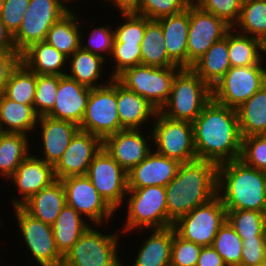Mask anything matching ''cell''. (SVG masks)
Segmentation results:
<instances>
[{"mask_svg": "<svg viewBox=\"0 0 266 266\" xmlns=\"http://www.w3.org/2000/svg\"><path fill=\"white\" fill-rule=\"evenodd\" d=\"M231 68L228 57V32L214 43L191 67L212 89Z\"/></svg>", "mask_w": 266, "mask_h": 266, "instance_id": "f1b7e54d", "label": "cell"}, {"mask_svg": "<svg viewBox=\"0 0 266 266\" xmlns=\"http://www.w3.org/2000/svg\"><path fill=\"white\" fill-rule=\"evenodd\" d=\"M141 64L157 67L178 66L166 51L161 24L157 20H150L146 24L141 43Z\"/></svg>", "mask_w": 266, "mask_h": 266, "instance_id": "d590c367", "label": "cell"}, {"mask_svg": "<svg viewBox=\"0 0 266 266\" xmlns=\"http://www.w3.org/2000/svg\"><path fill=\"white\" fill-rule=\"evenodd\" d=\"M242 242L236 231L226 222L217 232L212 247L222 257L226 266H240Z\"/></svg>", "mask_w": 266, "mask_h": 266, "instance_id": "ab89813d", "label": "cell"}, {"mask_svg": "<svg viewBox=\"0 0 266 266\" xmlns=\"http://www.w3.org/2000/svg\"><path fill=\"white\" fill-rule=\"evenodd\" d=\"M107 1L112 2L113 7H117L120 12H135L141 2V0H105Z\"/></svg>", "mask_w": 266, "mask_h": 266, "instance_id": "11a10c76", "label": "cell"}, {"mask_svg": "<svg viewBox=\"0 0 266 266\" xmlns=\"http://www.w3.org/2000/svg\"><path fill=\"white\" fill-rule=\"evenodd\" d=\"M236 112L242 137L266 135V83Z\"/></svg>", "mask_w": 266, "mask_h": 266, "instance_id": "d6a6232c", "label": "cell"}, {"mask_svg": "<svg viewBox=\"0 0 266 266\" xmlns=\"http://www.w3.org/2000/svg\"><path fill=\"white\" fill-rule=\"evenodd\" d=\"M192 124L198 159L217 165L240 159L242 135L235 109L212 98Z\"/></svg>", "mask_w": 266, "mask_h": 266, "instance_id": "6da1fadb", "label": "cell"}, {"mask_svg": "<svg viewBox=\"0 0 266 266\" xmlns=\"http://www.w3.org/2000/svg\"><path fill=\"white\" fill-rule=\"evenodd\" d=\"M211 99L212 89L191 68H181L159 112L172 120L193 123Z\"/></svg>", "mask_w": 266, "mask_h": 266, "instance_id": "277c9868", "label": "cell"}, {"mask_svg": "<svg viewBox=\"0 0 266 266\" xmlns=\"http://www.w3.org/2000/svg\"><path fill=\"white\" fill-rule=\"evenodd\" d=\"M125 198H128V201L124 202L127 203L128 209L121 231L123 234L137 229L146 232L173 226L174 222L168 217L165 187L128 188Z\"/></svg>", "mask_w": 266, "mask_h": 266, "instance_id": "5b68a950", "label": "cell"}, {"mask_svg": "<svg viewBox=\"0 0 266 266\" xmlns=\"http://www.w3.org/2000/svg\"><path fill=\"white\" fill-rule=\"evenodd\" d=\"M202 10L233 27L239 20L243 0H193Z\"/></svg>", "mask_w": 266, "mask_h": 266, "instance_id": "bcb514c9", "label": "cell"}, {"mask_svg": "<svg viewBox=\"0 0 266 266\" xmlns=\"http://www.w3.org/2000/svg\"><path fill=\"white\" fill-rule=\"evenodd\" d=\"M141 44H125L114 42L110 58L114 62V69L109 75L116 78L125 69L141 64Z\"/></svg>", "mask_w": 266, "mask_h": 266, "instance_id": "7dc6e473", "label": "cell"}, {"mask_svg": "<svg viewBox=\"0 0 266 266\" xmlns=\"http://www.w3.org/2000/svg\"><path fill=\"white\" fill-rule=\"evenodd\" d=\"M233 28L266 43V0H244L238 22ZM240 30V31H238Z\"/></svg>", "mask_w": 266, "mask_h": 266, "instance_id": "8d00e7d4", "label": "cell"}, {"mask_svg": "<svg viewBox=\"0 0 266 266\" xmlns=\"http://www.w3.org/2000/svg\"><path fill=\"white\" fill-rule=\"evenodd\" d=\"M264 55L266 56V43L264 44Z\"/></svg>", "mask_w": 266, "mask_h": 266, "instance_id": "91938a15", "label": "cell"}, {"mask_svg": "<svg viewBox=\"0 0 266 266\" xmlns=\"http://www.w3.org/2000/svg\"><path fill=\"white\" fill-rule=\"evenodd\" d=\"M29 2L30 0H4V6L0 19L12 36L21 26L24 14L29 6Z\"/></svg>", "mask_w": 266, "mask_h": 266, "instance_id": "681fc988", "label": "cell"}, {"mask_svg": "<svg viewBox=\"0 0 266 266\" xmlns=\"http://www.w3.org/2000/svg\"><path fill=\"white\" fill-rule=\"evenodd\" d=\"M231 28L223 19L192 2L189 5L187 68H191L214 43L222 40Z\"/></svg>", "mask_w": 266, "mask_h": 266, "instance_id": "2e32d148", "label": "cell"}, {"mask_svg": "<svg viewBox=\"0 0 266 266\" xmlns=\"http://www.w3.org/2000/svg\"><path fill=\"white\" fill-rule=\"evenodd\" d=\"M101 148L102 140L99 137L79 129L53 166L56 180L87 175L90 163Z\"/></svg>", "mask_w": 266, "mask_h": 266, "instance_id": "e0dca14e", "label": "cell"}, {"mask_svg": "<svg viewBox=\"0 0 266 266\" xmlns=\"http://www.w3.org/2000/svg\"><path fill=\"white\" fill-rule=\"evenodd\" d=\"M73 207L65 204L52 224L54 240L59 252L64 256L78 241L91 224Z\"/></svg>", "mask_w": 266, "mask_h": 266, "instance_id": "4dcf8cb0", "label": "cell"}, {"mask_svg": "<svg viewBox=\"0 0 266 266\" xmlns=\"http://www.w3.org/2000/svg\"><path fill=\"white\" fill-rule=\"evenodd\" d=\"M266 213L252 210H227V223L245 239H264Z\"/></svg>", "mask_w": 266, "mask_h": 266, "instance_id": "f35d334b", "label": "cell"}, {"mask_svg": "<svg viewBox=\"0 0 266 266\" xmlns=\"http://www.w3.org/2000/svg\"><path fill=\"white\" fill-rule=\"evenodd\" d=\"M9 179L20 194V198H12V207H20L35 193L56 181L53 165L46 163L34 153L29 154L21 162Z\"/></svg>", "mask_w": 266, "mask_h": 266, "instance_id": "d6986e66", "label": "cell"}, {"mask_svg": "<svg viewBox=\"0 0 266 266\" xmlns=\"http://www.w3.org/2000/svg\"><path fill=\"white\" fill-rule=\"evenodd\" d=\"M202 247L181 238L174 229L170 266H196Z\"/></svg>", "mask_w": 266, "mask_h": 266, "instance_id": "c3c4849f", "label": "cell"}, {"mask_svg": "<svg viewBox=\"0 0 266 266\" xmlns=\"http://www.w3.org/2000/svg\"><path fill=\"white\" fill-rule=\"evenodd\" d=\"M150 132L148 135L144 130L142 132V129H124L106 137L102 141V147L126 172H129L153 150V146L150 147L147 140H153L151 129Z\"/></svg>", "mask_w": 266, "mask_h": 266, "instance_id": "ac0fdd59", "label": "cell"}, {"mask_svg": "<svg viewBox=\"0 0 266 266\" xmlns=\"http://www.w3.org/2000/svg\"><path fill=\"white\" fill-rule=\"evenodd\" d=\"M240 266H255L266 260V244L264 239H245L242 242Z\"/></svg>", "mask_w": 266, "mask_h": 266, "instance_id": "f907efd6", "label": "cell"}, {"mask_svg": "<svg viewBox=\"0 0 266 266\" xmlns=\"http://www.w3.org/2000/svg\"><path fill=\"white\" fill-rule=\"evenodd\" d=\"M161 24L168 56L181 68H187L189 6L178 14L157 19Z\"/></svg>", "mask_w": 266, "mask_h": 266, "instance_id": "cb8c5ba5", "label": "cell"}, {"mask_svg": "<svg viewBox=\"0 0 266 266\" xmlns=\"http://www.w3.org/2000/svg\"><path fill=\"white\" fill-rule=\"evenodd\" d=\"M255 266H266V263H261V264H258V265H255Z\"/></svg>", "mask_w": 266, "mask_h": 266, "instance_id": "680465c9", "label": "cell"}, {"mask_svg": "<svg viewBox=\"0 0 266 266\" xmlns=\"http://www.w3.org/2000/svg\"><path fill=\"white\" fill-rule=\"evenodd\" d=\"M37 127L41 130L39 136L42 139L40 145H42L43 158L40 157V154L37 157L54 166L79 130V126L70 121L43 115L38 118Z\"/></svg>", "mask_w": 266, "mask_h": 266, "instance_id": "7402d4cb", "label": "cell"}, {"mask_svg": "<svg viewBox=\"0 0 266 266\" xmlns=\"http://www.w3.org/2000/svg\"><path fill=\"white\" fill-rule=\"evenodd\" d=\"M66 204V193L61 180L35 193L20 207L33 218L52 225Z\"/></svg>", "mask_w": 266, "mask_h": 266, "instance_id": "d4e9b609", "label": "cell"}, {"mask_svg": "<svg viewBox=\"0 0 266 266\" xmlns=\"http://www.w3.org/2000/svg\"><path fill=\"white\" fill-rule=\"evenodd\" d=\"M149 236L137 249V256L131 266H170L171 245L174 227L151 229ZM125 263H123L124 266Z\"/></svg>", "mask_w": 266, "mask_h": 266, "instance_id": "484cf974", "label": "cell"}, {"mask_svg": "<svg viewBox=\"0 0 266 266\" xmlns=\"http://www.w3.org/2000/svg\"><path fill=\"white\" fill-rule=\"evenodd\" d=\"M193 0H141L135 13L149 20L175 15L185 11Z\"/></svg>", "mask_w": 266, "mask_h": 266, "instance_id": "7bdbcfd3", "label": "cell"}, {"mask_svg": "<svg viewBox=\"0 0 266 266\" xmlns=\"http://www.w3.org/2000/svg\"><path fill=\"white\" fill-rule=\"evenodd\" d=\"M218 165L207 160L181 163L165 187L168 217L175 222L217 195Z\"/></svg>", "mask_w": 266, "mask_h": 266, "instance_id": "7a4b0ae2", "label": "cell"}, {"mask_svg": "<svg viewBox=\"0 0 266 266\" xmlns=\"http://www.w3.org/2000/svg\"><path fill=\"white\" fill-rule=\"evenodd\" d=\"M263 53L264 43L258 38L241 34L233 27L228 31V57L231 67L257 65L266 58Z\"/></svg>", "mask_w": 266, "mask_h": 266, "instance_id": "836d02e7", "label": "cell"}, {"mask_svg": "<svg viewBox=\"0 0 266 266\" xmlns=\"http://www.w3.org/2000/svg\"><path fill=\"white\" fill-rule=\"evenodd\" d=\"M29 136L20 133L0 134V177L9 181L17 167L31 153Z\"/></svg>", "mask_w": 266, "mask_h": 266, "instance_id": "e575fe53", "label": "cell"}, {"mask_svg": "<svg viewBox=\"0 0 266 266\" xmlns=\"http://www.w3.org/2000/svg\"><path fill=\"white\" fill-rule=\"evenodd\" d=\"M67 61V56L46 41L32 44L21 54V62L36 74L66 75Z\"/></svg>", "mask_w": 266, "mask_h": 266, "instance_id": "4316f807", "label": "cell"}, {"mask_svg": "<svg viewBox=\"0 0 266 266\" xmlns=\"http://www.w3.org/2000/svg\"><path fill=\"white\" fill-rule=\"evenodd\" d=\"M19 231L37 266H62L63 255L56 247L52 225L33 218L21 207H13Z\"/></svg>", "mask_w": 266, "mask_h": 266, "instance_id": "4fadbf2b", "label": "cell"}, {"mask_svg": "<svg viewBox=\"0 0 266 266\" xmlns=\"http://www.w3.org/2000/svg\"><path fill=\"white\" fill-rule=\"evenodd\" d=\"M105 61L102 57L79 48L68 57L67 72H69L66 75L89 88L105 86L113 79L111 76H108L109 81H100L102 72L105 69L103 67L105 66Z\"/></svg>", "mask_w": 266, "mask_h": 266, "instance_id": "83f0119b", "label": "cell"}, {"mask_svg": "<svg viewBox=\"0 0 266 266\" xmlns=\"http://www.w3.org/2000/svg\"><path fill=\"white\" fill-rule=\"evenodd\" d=\"M264 61L253 66L231 67L212 88V98L217 103L237 110L266 83Z\"/></svg>", "mask_w": 266, "mask_h": 266, "instance_id": "8fae6325", "label": "cell"}, {"mask_svg": "<svg viewBox=\"0 0 266 266\" xmlns=\"http://www.w3.org/2000/svg\"><path fill=\"white\" fill-rule=\"evenodd\" d=\"M86 176L101 197L117 212L126 200L127 172L102 147L90 163Z\"/></svg>", "mask_w": 266, "mask_h": 266, "instance_id": "5bb4252c", "label": "cell"}, {"mask_svg": "<svg viewBox=\"0 0 266 266\" xmlns=\"http://www.w3.org/2000/svg\"><path fill=\"white\" fill-rule=\"evenodd\" d=\"M0 51H16L13 36L0 19Z\"/></svg>", "mask_w": 266, "mask_h": 266, "instance_id": "db71d44e", "label": "cell"}, {"mask_svg": "<svg viewBox=\"0 0 266 266\" xmlns=\"http://www.w3.org/2000/svg\"><path fill=\"white\" fill-rule=\"evenodd\" d=\"M3 6H4V0H0V16L3 10Z\"/></svg>", "mask_w": 266, "mask_h": 266, "instance_id": "6f0895ef", "label": "cell"}, {"mask_svg": "<svg viewBox=\"0 0 266 266\" xmlns=\"http://www.w3.org/2000/svg\"><path fill=\"white\" fill-rule=\"evenodd\" d=\"M155 121V122H154ZM152 124L153 146L157 153L180 163L197 160L193 124L172 120L157 111ZM155 143V144H154Z\"/></svg>", "mask_w": 266, "mask_h": 266, "instance_id": "9c48e42d", "label": "cell"}, {"mask_svg": "<svg viewBox=\"0 0 266 266\" xmlns=\"http://www.w3.org/2000/svg\"><path fill=\"white\" fill-rule=\"evenodd\" d=\"M35 91L36 73L20 61L10 73L4 95L10 100L33 107Z\"/></svg>", "mask_w": 266, "mask_h": 266, "instance_id": "74e56055", "label": "cell"}, {"mask_svg": "<svg viewBox=\"0 0 266 266\" xmlns=\"http://www.w3.org/2000/svg\"><path fill=\"white\" fill-rule=\"evenodd\" d=\"M61 182L66 193V204L87 218V221L90 220L92 225L101 228L117 213L101 197L86 175L62 178Z\"/></svg>", "mask_w": 266, "mask_h": 266, "instance_id": "9a60e30c", "label": "cell"}, {"mask_svg": "<svg viewBox=\"0 0 266 266\" xmlns=\"http://www.w3.org/2000/svg\"><path fill=\"white\" fill-rule=\"evenodd\" d=\"M196 266H226L222 257L212 246H204L200 251Z\"/></svg>", "mask_w": 266, "mask_h": 266, "instance_id": "f5cc1de1", "label": "cell"}, {"mask_svg": "<svg viewBox=\"0 0 266 266\" xmlns=\"http://www.w3.org/2000/svg\"><path fill=\"white\" fill-rule=\"evenodd\" d=\"M117 111L123 129H143L142 125L149 124L148 120H153L158 110L117 81Z\"/></svg>", "mask_w": 266, "mask_h": 266, "instance_id": "603a6c76", "label": "cell"}, {"mask_svg": "<svg viewBox=\"0 0 266 266\" xmlns=\"http://www.w3.org/2000/svg\"><path fill=\"white\" fill-rule=\"evenodd\" d=\"M227 222V210L216 195L207 203L179 217L173 224L183 239L201 246H212L219 229Z\"/></svg>", "mask_w": 266, "mask_h": 266, "instance_id": "30bf717a", "label": "cell"}, {"mask_svg": "<svg viewBox=\"0 0 266 266\" xmlns=\"http://www.w3.org/2000/svg\"><path fill=\"white\" fill-rule=\"evenodd\" d=\"M79 19V15H76L71 8L52 25L47 32L45 41L65 56H71L80 48L82 22Z\"/></svg>", "mask_w": 266, "mask_h": 266, "instance_id": "1f68e13d", "label": "cell"}, {"mask_svg": "<svg viewBox=\"0 0 266 266\" xmlns=\"http://www.w3.org/2000/svg\"><path fill=\"white\" fill-rule=\"evenodd\" d=\"M79 129L89 132L102 141L124 130L117 111V80L98 88H91L86 110Z\"/></svg>", "mask_w": 266, "mask_h": 266, "instance_id": "ba28073f", "label": "cell"}, {"mask_svg": "<svg viewBox=\"0 0 266 266\" xmlns=\"http://www.w3.org/2000/svg\"><path fill=\"white\" fill-rule=\"evenodd\" d=\"M59 86V75L36 74V91L33 108L40 117L54 107Z\"/></svg>", "mask_w": 266, "mask_h": 266, "instance_id": "60d3db41", "label": "cell"}, {"mask_svg": "<svg viewBox=\"0 0 266 266\" xmlns=\"http://www.w3.org/2000/svg\"><path fill=\"white\" fill-rule=\"evenodd\" d=\"M179 66L136 65L125 69L115 79L126 89L142 96L158 111L167 102Z\"/></svg>", "mask_w": 266, "mask_h": 266, "instance_id": "52a82bcc", "label": "cell"}, {"mask_svg": "<svg viewBox=\"0 0 266 266\" xmlns=\"http://www.w3.org/2000/svg\"><path fill=\"white\" fill-rule=\"evenodd\" d=\"M93 226L63 256L62 266H123L118 254L121 234H104Z\"/></svg>", "mask_w": 266, "mask_h": 266, "instance_id": "8992f818", "label": "cell"}, {"mask_svg": "<svg viewBox=\"0 0 266 266\" xmlns=\"http://www.w3.org/2000/svg\"><path fill=\"white\" fill-rule=\"evenodd\" d=\"M240 160L250 167L266 172V135L242 137Z\"/></svg>", "mask_w": 266, "mask_h": 266, "instance_id": "f6af8a7d", "label": "cell"}, {"mask_svg": "<svg viewBox=\"0 0 266 266\" xmlns=\"http://www.w3.org/2000/svg\"><path fill=\"white\" fill-rule=\"evenodd\" d=\"M66 0H30L21 26L13 35L16 51L21 55L32 44L45 41L52 25L70 8Z\"/></svg>", "mask_w": 266, "mask_h": 266, "instance_id": "7c38bea8", "label": "cell"}, {"mask_svg": "<svg viewBox=\"0 0 266 266\" xmlns=\"http://www.w3.org/2000/svg\"><path fill=\"white\" fill-rule=\"evenodd\" d=\"M180 165L177 160L153 149L143 161L127 172L128 188L166 187L177 175Z\"/></svg>", "mask_w": 266, "mask_h": 266, "instance_id": "ffe728a7", "label": "cell"}, {"mask_svg": "<svg viewBox=\"0 0 266 266\" xmlns=\"http://www.w3.org/2000/svg\"><path fill=\"white\" fill-rule=\"evenodd\" d=\"M217 195L226 210L266 213V172L240 159L219 164Z\"/></svg>", "mask_w": 266, "mask_h": 266, "instance_id": "3957f363", "label": "cell"}, {"mask_svg": "<svg viewBox=\"0 0 266 266\" xmlns=\"http://www.w3.org/2000/svg\"><path fill=\"white\" fill-rule=\"evenodd\" d=\"M20 61L21 55L17 51H0V96L5 92L10 73Z\"/></svg>", "mask_w": 266, "mask_h": 266, "instance_id": "816d5d0a", "label": "cell"}, {"mask_svg": "<svg viewBox=\"0 0 266 266\" xmlns=\"http://www.w3.org/2000/svg\"><path fill=\"white\" fill-rule=\"evenodd\" d=\"M109 27L110 26H108V24L107 26L101 25L100 27H94V29L90 33L91 35H88L87 37L88 40L86 44L83 43V41H85V37H83L84 33H82L81 31L80 48L85 51L94 53L95 55H98L103 59L107 60L106 56H111L114 44V30ZM104 54L107 55L105 56Z\"/></svg>", "mask_w": 266, "mask_h": 266, "instance_id": "ee69618b", "label": "cell"}, {"mask_svg": "<svg viewBox=\"0 0 266 266\" xmlns=\"http://www.w3.org/2000/svg\"><path fill=\"white\" fill-rule=\"evenodd\" d=\"M124 18L122 24L113 27L114 42H125V44H141L146 24L150 21L148 18L135 12H120Z\"/></svg>", "mask_w": 266, "mask_h": 266, "instance_id": "b9f144b4", "label": "cell"}, {"mask_svg": "<svg viewBox=\"0 0 266 266\" xmlns=\"http://www.w3.org/2000/svg\"><path fill=\"white\" fill-rule=\"evenodd\" d=\"M38 118L39 116L31 105H23L10 100L4 94L0 96V129L2 132L30 136L37 130Z\"/></svg>", "mask_w": 266, "mask_h": 266, "instance_id": "f546056e", "label": "cell"}, {"mask_svg": "<svg viewBox=\"0 0 266 266\" xmlns=\"http://www.w3.org/2000/svg\"><path fill=\"white\" fill-rule=\"evenodd\" d=\"M263 234H264V241H265V244H266V219H265V222H264Z\"/></svg>", "mask_w": 266, "mask_h": 266, "instance_id": "9f6ffc18", "label": "cell"}, {"mask_svg": "<svg viewBox=\"0 0 266 266\" xmlns=\"http://www.w3.org/2000/svg\"><path fill=\"white\" fill-rule=\"evenodd\" d=\"M91 88L86 87L67 75L59 76L56 102L47 116L70 121L80 126Z\"/></svg>", "mask_w": 266, "mask_h": 266, "instance_id": "44dd1931", "label": "cell"}]
</instances>
